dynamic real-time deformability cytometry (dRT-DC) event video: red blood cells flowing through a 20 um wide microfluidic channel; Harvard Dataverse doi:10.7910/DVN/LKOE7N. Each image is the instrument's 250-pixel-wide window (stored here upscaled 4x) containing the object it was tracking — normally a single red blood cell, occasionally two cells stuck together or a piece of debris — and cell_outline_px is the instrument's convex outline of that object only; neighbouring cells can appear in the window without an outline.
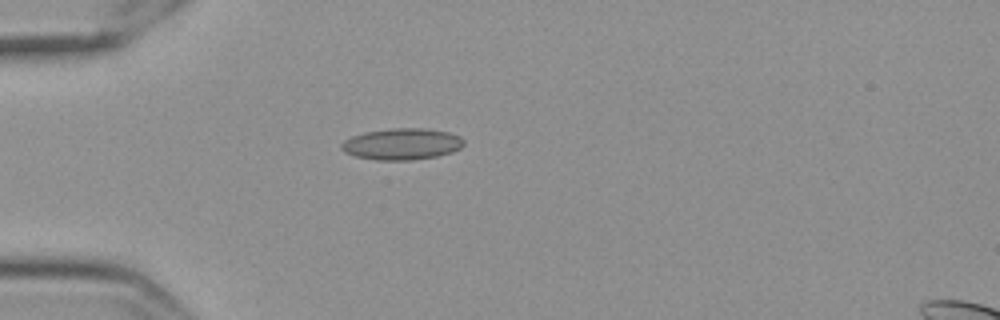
{"species": "Egyptian fruit bat (a non-hibernating species)", "species_latin": "Rousettus aegyptiacus", "temperature_condition": "cold", "stored_images_in_passage": 42, "camera_frame_rate_fps": 3000, "um_per_image_px": 0.085, "frame": {"image": 1, "passage_image": 1, "time_ms": 0.0, "image_size_px": [1000, 320], "cell_outline_px": [[464, 144], [460, 148], [452, 152], [436, 156], [412, 160], [376, 160], [356, 156], [344, 152], [340, 148], [340, 144], [344, 140], [352, 136], [364, 132], [392, 128], [424, 128], [448, 132], [460, 136], [464, 140]], "centroid_in_image_um": [34.15, 12.24], "position_along_channel_um": 50.9, "area_um2": 22.48}}
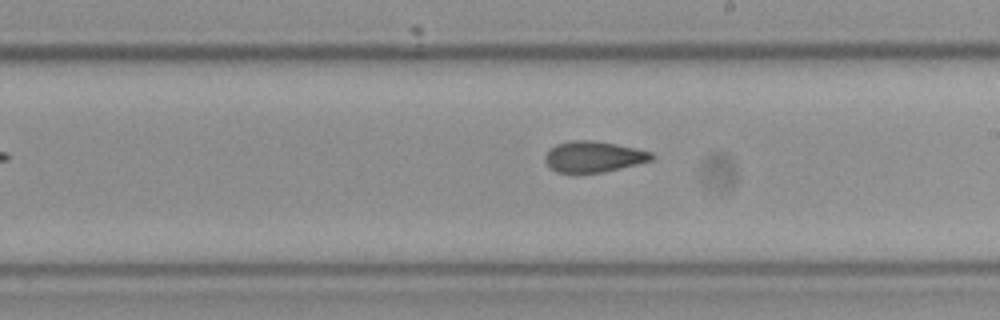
{"frame": {"image": 2, "passage_image": 18, "time_ms": 5.667, "image_size_px": [1000, 320], "cell_outline_px": [[656, 156], [652, 160], [604, 172], [556, 172], [544, 160], [544, 156], [548, 148], [556, 144], [572, 140], [596, 140], [636, 148], [652, 152]], "centroid_in_image_um": [50.45, 13.3], "position_along_channel_um": 238.6, "area_um2": 19.25}}
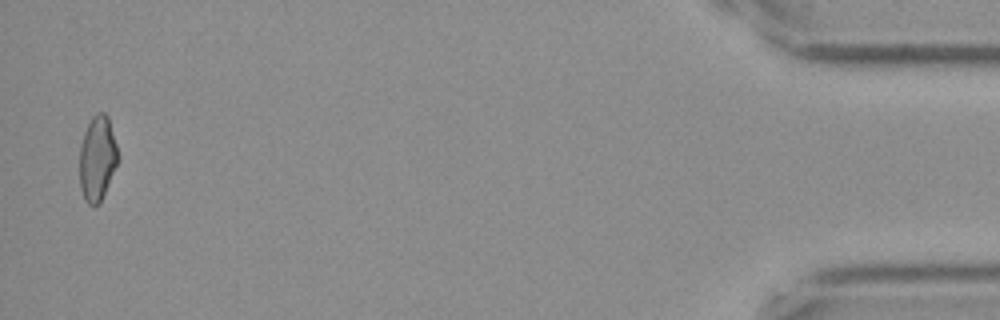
{"frame": {"image": 3, "passage_image": 41, "time_ms": 13.333, "image_size_px": [1000, 320], "cell_outline_px": [[120, 156], [104, 192], [100, 200], [96, 204], [88, 204], [84, 200], [80, 184], [80, 148], [84, 132], [92, 116], [96, 112], [104, 112], [108, 116]], "centroid_in_image_um": [8.28, 13.4], "position_along_channel_um": 426.9, "area_um2": 18.73}, "authors_computed_cell_mechanics": {"area_um2": 19.5942, "velocity_mm_per_s": 3.5505, "shape_relaxation_time_tau1_ms": 11.0114, "shape_relaxation_time_tau2_ms": 3.5327, "deformation_change_tau1": 0.1895, "deformation_change_tau2": 0.093}}